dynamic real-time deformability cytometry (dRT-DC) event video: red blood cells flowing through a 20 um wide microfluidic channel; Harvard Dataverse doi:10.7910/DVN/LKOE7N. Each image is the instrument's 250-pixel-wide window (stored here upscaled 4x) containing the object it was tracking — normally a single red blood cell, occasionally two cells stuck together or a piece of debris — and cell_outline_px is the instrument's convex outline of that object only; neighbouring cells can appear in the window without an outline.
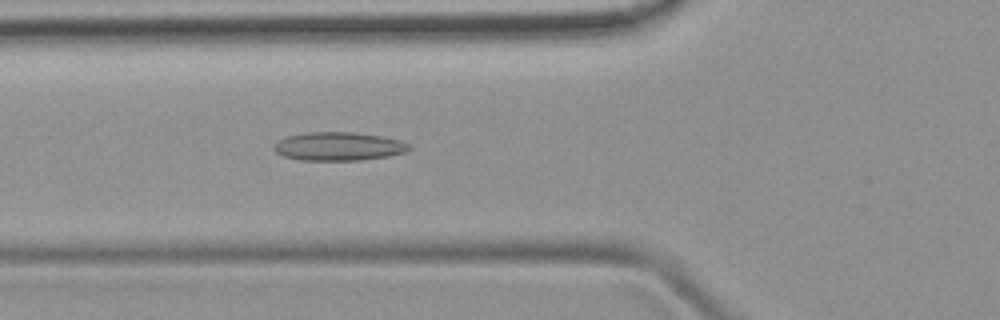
{"species": "common noctule bat (a hibernating species)", "species_latin": "Nyctalus noctula", "temperature_condition": "room temperature", "stored_images_in_passage": 49, "camera_frame_rate_fps": 3000, "um_per_image_px": 0.085, "animal": {"sex": "female", "body_mass_g": 19.9}, "frame": {"image": 1, "passage_image": 18, "time_ms": 5.667, "image_size_px": [1000, 320], "cell_outline_px": [[412, 148], [408, 152], [388, 156], [360, 160], [300, 160], [284, 156], [276, 152], [272, 148], [284, 136], [304, 132], [352, 132], [380, 136], [400, 140], [408, 144]], "centroid_in_image_um": [28.78, 12.44], "position_along_channel_um": 97.0, "area_um2": 22.48}}
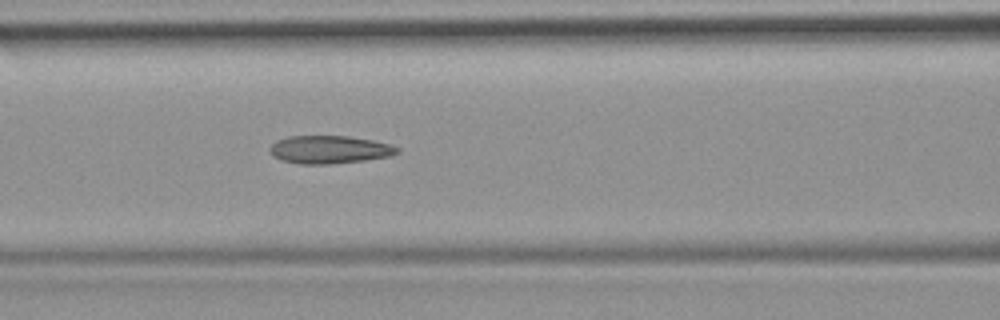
{"frame": {"image": 2, "passage_image": 21, "time_ms": 6.667, "image_size_px": [1000, 320], "cell_outline_px": [[400, 152], [388, 156], [364, 160], [328, 164], [300, 164], [284, 160], [272, 156], [268, 152], [268, 148], [276, 140], [288, 136], [348, 136], [372, 140], [392, 144], [400, 148]], "centroid_in_image_um": [27.99, 12.7], "position_along_channel_um": 138.6, "area_um2": 20.81}}
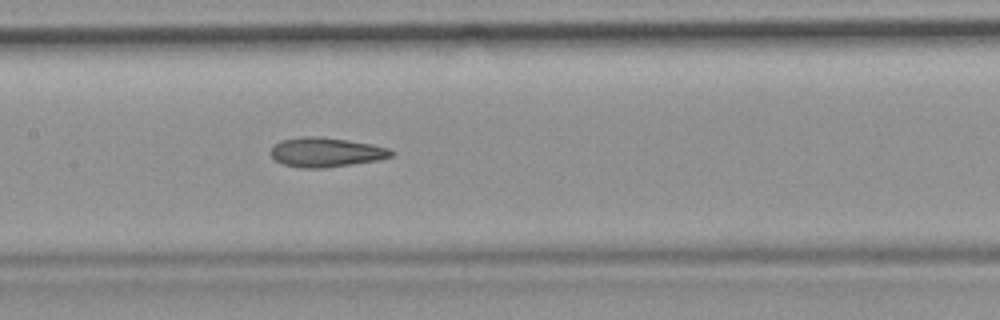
{"frame": {"image": 3, "passage_image": 24, "time_ms": 7.667, "image_size_px": [1000, 320], "cell_outline_px": [[396, 152], [392, 156], [376, 160], [324, 168], [300, 168], [284, 164], [276, 160], [268, 152], [280, 140], [300, 136], [324, 136], [372, 144], [388, 148]], "centroid_in_image_um": [27.69, 12.92], "position_along_channel_um": 179.7, "area_um2": 20.75}}